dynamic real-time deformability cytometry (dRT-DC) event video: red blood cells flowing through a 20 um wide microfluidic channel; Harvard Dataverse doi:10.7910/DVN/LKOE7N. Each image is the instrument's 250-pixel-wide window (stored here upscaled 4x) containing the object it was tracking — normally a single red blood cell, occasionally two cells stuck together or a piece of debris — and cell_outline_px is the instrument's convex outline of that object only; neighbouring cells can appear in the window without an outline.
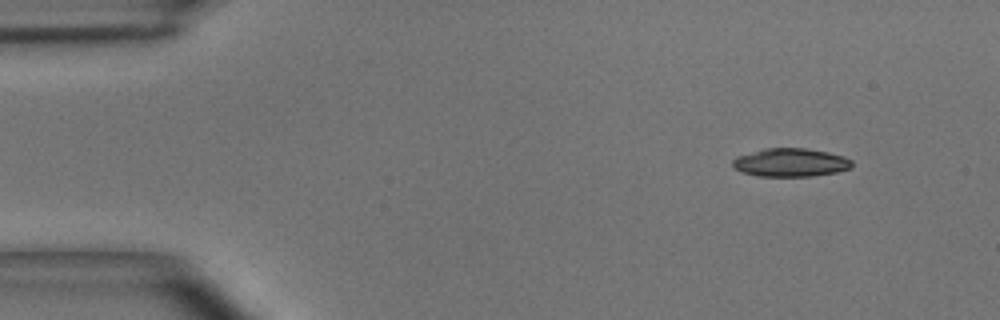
{"species": "common noctule bat (a hibernating species)", "species_latin": "Nyctalus noctula", "temperature_condition": "room temperature", "stored_images_in_passage": 3, "camera_frame_rate_fps": 3000, "um_per_image_px": 0.085, "animal": {"sex": "male", "body_mass_g": 15.6}, "frame": {"image": 1, "passage_image": 1, "time_ms": 0.0, "image_size_px": [1000, 320], "cell_outline_px": [[852, 164], [848, 168], [836, 172], [812, 176], [756, 176], [744, 172], [736, 168], [732, 164], [732, 160], [736, 156], [764, 148], [804, 148], [828, 152], [844, 156], [852, 160]], "centroid_in_image_um": [67.18, 13.8], "position_along_channel_um": 17.8, "area_um2": 19.59}}
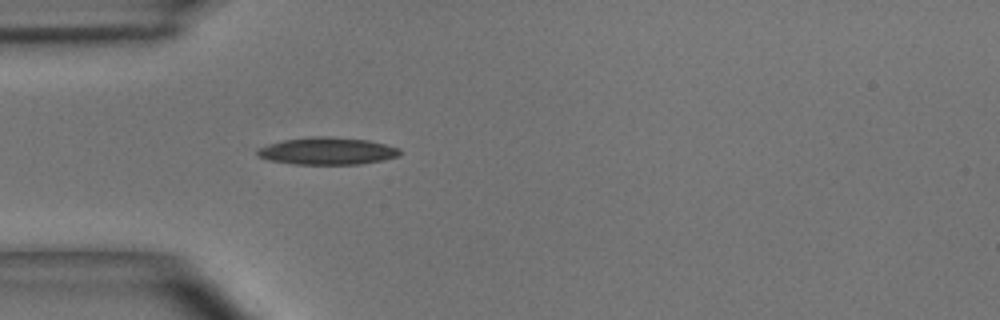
{"frame": {"image": 2, "passage_image": 3, "time_ms": 0.667, "image_size_px": [1000, 320], "cell_outline_px": [[400, 152], [396, 156], [384, 160], [360, 164], [296, 164], [268, 160], [256, 156], [256, 152], [260, 148], [268, 144], [284, 140], [312, 136], [328, 136], [368, 140], [400, 148]], "centroid_in_image_um": [27.8, 12.83], "position_along_channel_um": 57.2, "area_um2": 22.54}}